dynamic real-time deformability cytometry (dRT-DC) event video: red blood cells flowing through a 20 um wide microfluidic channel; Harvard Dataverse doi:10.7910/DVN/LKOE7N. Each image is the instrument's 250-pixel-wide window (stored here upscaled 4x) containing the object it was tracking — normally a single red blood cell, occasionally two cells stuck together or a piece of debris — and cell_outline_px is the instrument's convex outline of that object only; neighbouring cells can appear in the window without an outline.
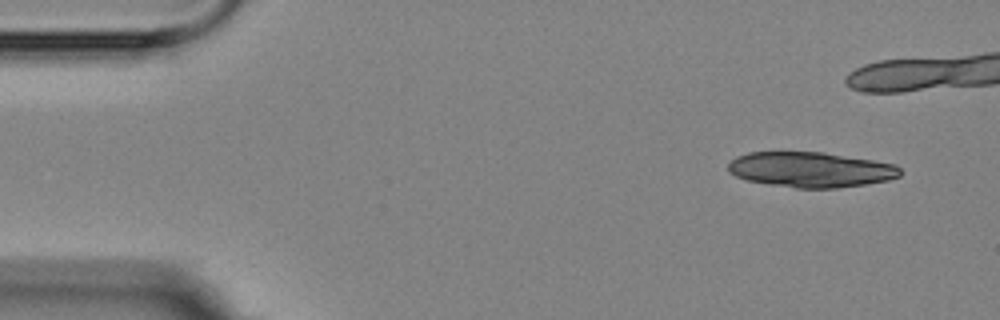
{"species": "Egyptian fruit bat (a non-hibernating species)", "species_latin": "Rousettus aegyptiacus", "temperature_condition": "room temperature", "stored_images_in_passage": 4, "camera_frame_rate_fps": 3000, "um_per_image_px": 0.085, "animal": {"sex": "female"}, "frame": {"image": 1, "passage_image": 1, "time_ms": 0.0, "image_size_px": [1000, 320], "cell_outline_px": [[900, 176], [888, 180], [864, 184], [836, 188], [796, 188], [748, 180], [736, 176], [728, 172], [728, 164], [736, 156], [748, 152], [824, 152], [896, 164], [900, 168]], "centroid_in_image_um": [68.91, 14.41], "position_along_channel_um": 16.1, "area_um2": 35.2}}